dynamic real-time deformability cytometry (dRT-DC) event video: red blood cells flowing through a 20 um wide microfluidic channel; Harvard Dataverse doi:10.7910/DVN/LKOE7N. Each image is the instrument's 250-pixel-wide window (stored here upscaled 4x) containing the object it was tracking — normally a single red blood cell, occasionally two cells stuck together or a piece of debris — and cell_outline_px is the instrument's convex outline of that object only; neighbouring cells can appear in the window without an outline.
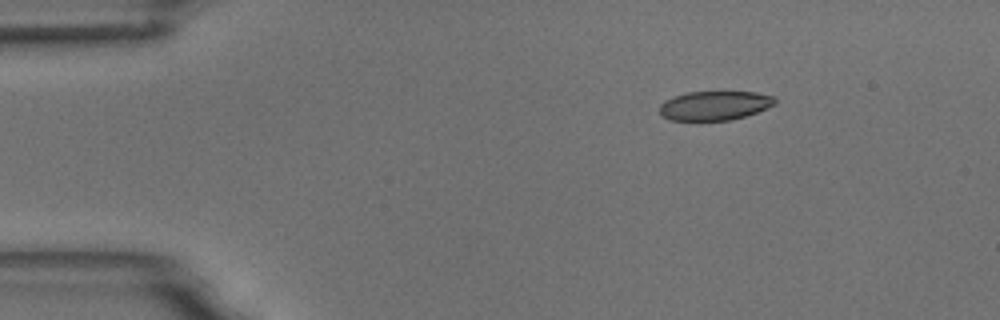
{"species": "common noctule bat (a hibernating species)", "species_latin": "Nyctalus noctula", "temperature_condition": "room temperature", "stored_images_in_passage": 13, "camera_frame_rate_fps": 3000, "um_per_image_px": 0.085, "animal": {"sex": "male", "body_mass_g": 18.8}, "frame": {"image": 1, "passage_image": 1, "time_ms": 0.0, "image_size_px": [1000, 320], "cell_outline_px": [[776, 104], [756, 112], [744, 116], [728, 120], [672, 120], [664, 116], [660, 112], [660, 104], [664, 100], [688, 92], [756, 92], [772, 96], [776, 100]], "centroid_in_image_um": [60.75, 8.97], "position_along_channel_um": 24.3, "area_um2": 19.31}}
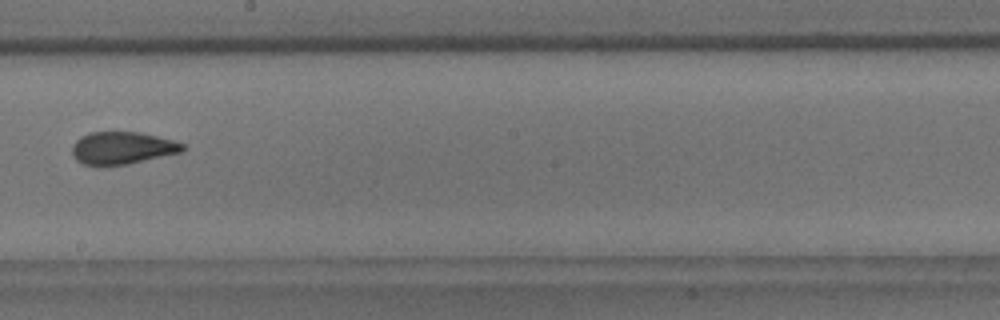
{"frame": {"image": 2, "passage_image": 7, "time_ms": 7.667, "image_size_px": [1000, 320], "cell_outline_px": [[184, 148], [180, 152], [128, 164], [100, 168], [84, 164], [76, 160], [72, 156], [72, 144], [80, 136], [88, 132], [140, 132], [172, 140], [184, 144]], "centroid_in_image_um": [10.3, 12.6], "position_along_channel_um": 237.9, "area_um2": 21.21}}
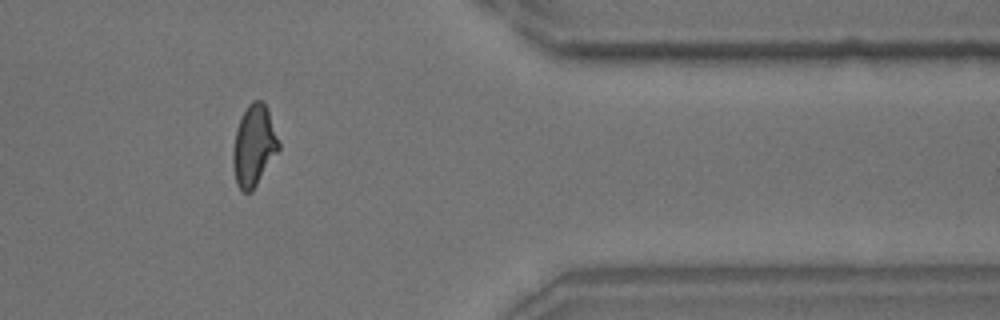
{"frame": {"image": 3, "passage_image": 11, "time_ms": 12.333, "image_size_px": [1000, 320], "cell_outline_px": [[280, 148], [252, 192], [244, 192], [236, 184], [232, 164], [232, 152], [236, 128], [248, 104], [252, 100], [260, 100], [268, 108], [280, 144]], "centroid_in_image_um": [21.57, 12.39], "position_along_channel_um": 389.8, "area_um2": 21.62}, "authors_computed_cell_mechanics": {"area_um2": 21.2126, "velocity_mm_per_s": 3.6903, "shape_relaxation_time_tau1_ms": 9.7076, "shape_relaxation_time_tau2_ms": 1.5857, "deformation_change_tau1": 0.1964, "deformation_change_tau2": 0.0569}}